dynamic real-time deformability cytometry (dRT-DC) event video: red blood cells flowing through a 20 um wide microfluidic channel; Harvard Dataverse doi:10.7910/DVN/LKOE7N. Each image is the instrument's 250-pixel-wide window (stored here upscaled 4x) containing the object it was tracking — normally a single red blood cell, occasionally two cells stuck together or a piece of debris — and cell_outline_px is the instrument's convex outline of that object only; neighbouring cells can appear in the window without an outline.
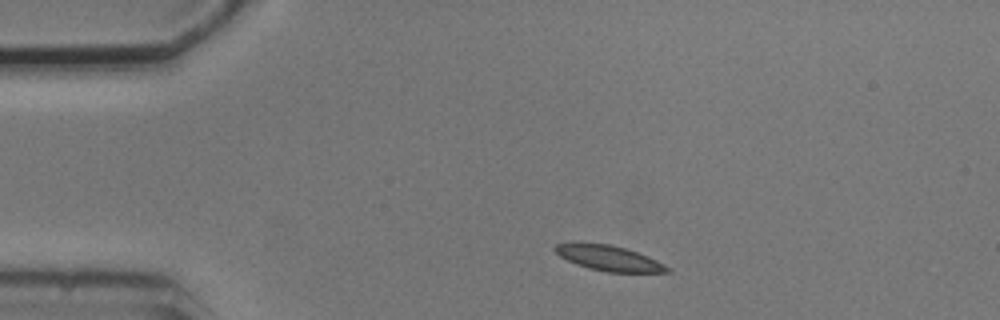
{"species": "common noctule bat (a hibernating species)", "species_latin": "Nyctalus noctula", "temperature_condition": "cold", "stored_images_in_passage": 4, "camera_frame_rate_fps": 3000, "um_per_image_px": 0.085, "animal": {"sex": "male", "body_mass_g": 20.5, "forearm_length_mm": 52.5}, "frame": {"image": 1, "passage_image": 1, "time_ms": 0.0, "image_size_px": [1000, 320], "cell_outline_px": [[672, 272], [608, 272], [588, 268], [576, 264], [560, 256], [552, 248], [556, 244], [572, 240], [612, 244], [648, 256], [672, 268]], "centroid_in_image_um": [51.69, 21.9], "position_along_channel_um": 33.3, "area_um2": 16.99}}
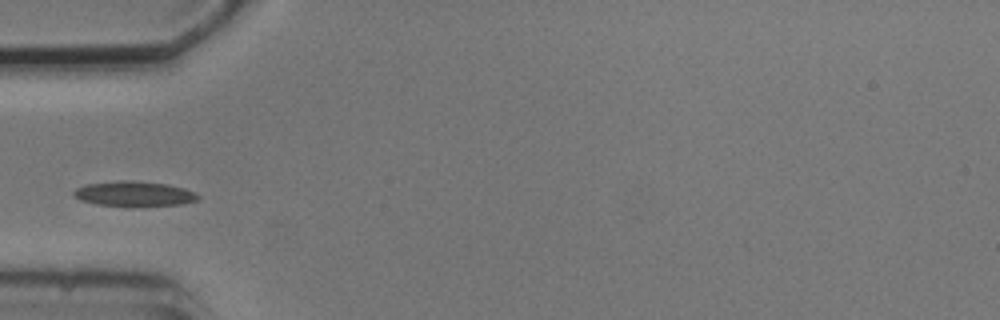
{"frame": {"image": 2, "passage_image": 3, "time_ms": 2.333, "image_size_px": [1000, 320], "cell_outline_px": [[200, 196], [196, 200], [180, 204], [132, 208], [124, 208], [96, 204], [80, 200], [72, 196], [72, 192], [76, 188], [84, 184], [120, 180], [132, 180], [168, 184], [184, 188], [196, 192]], "centroid_in_image_um": [11.35, 16.49], "position_along_channel_um": 73.6, "area_um2": 18.9}}
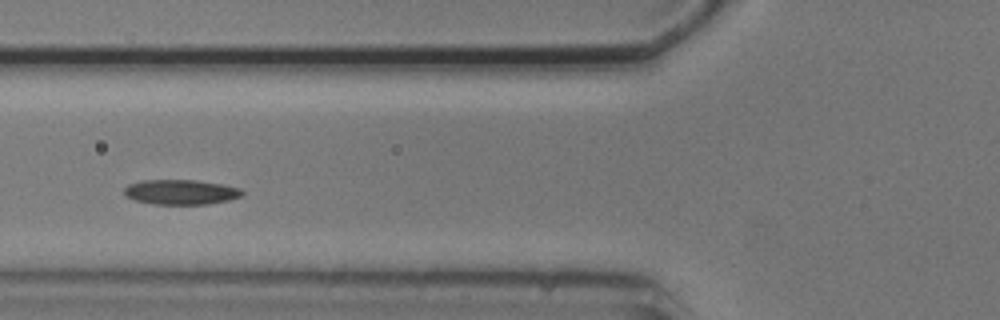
{"frame": {"image": 3, "passage_image": 4, "time_ms": 3.333, "image_size_px": [1000, 320], "cell_outline_px": [[244, 196], [228, 200], [208, 204], [156, 204], [136, 200], [124, 196], [124, 188], [128, 184], [140, 180], [196, 180], [220, 184], [240, 188], [244, 192]], "centroid_in_image_um": [15.37, 16.32], "position_along_channel_um": 110.4, "area_um2": 17.17}}